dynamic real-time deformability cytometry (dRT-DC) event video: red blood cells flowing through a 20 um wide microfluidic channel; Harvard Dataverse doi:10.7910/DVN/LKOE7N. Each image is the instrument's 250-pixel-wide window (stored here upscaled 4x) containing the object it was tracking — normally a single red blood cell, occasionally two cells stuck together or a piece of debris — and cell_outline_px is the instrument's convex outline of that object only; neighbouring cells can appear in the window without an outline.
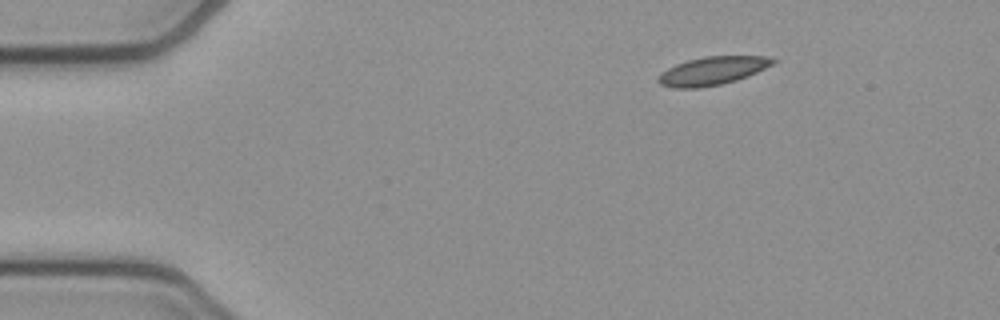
{"species": "common noctule bat (a hibernating species)", "species_latin": "Nyctalus noctula", "temperature_condition": "cold", "stored_images_in_passage": 47, "camera_frame_rate_fps": 3000, "um_per_image_px": 0.085, "animal": {"sex": "female", "body_mass_g": 21.9}, "frame": {"image": 1, "passage_image": 1, "time_ms": 0.0, "image_size_px": [1000, 320], "cell_outline_px": [[776, 60], [772, 64], [756, 72], [736, 80], [720, 84], [696, 88], [672, 88], [660, 84], [656, 80], [656, 76], [660, 72], [676, 64], [688, 60], [704, 56], [764, 56]], "centroid_in_image_um": [60.47, 6.02], "position_along_channel_um": 24.5, "area_um2": 18.73}}
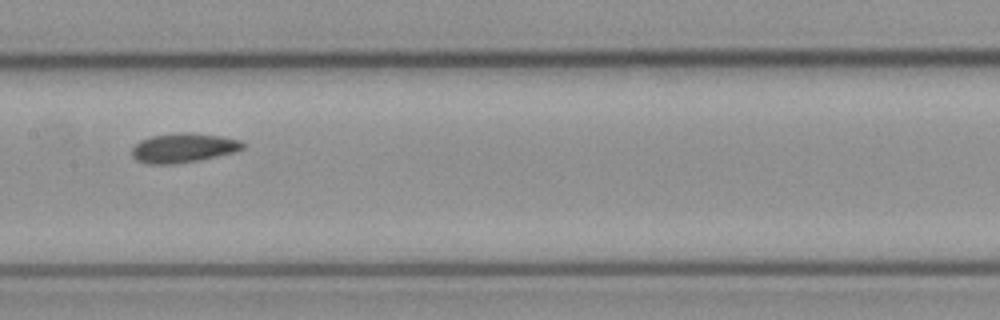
{"frame": {"image": 2, "passage_image": 20, "time_ms": 6.333, "image_size_px": [1000, 320], "cell_outline_px": [[244, 148], [236, 152], [196, 160], [172, 164], [148, 164], [136, 160], [132, 156], [132, 148], [140, 140], [152, 136], [180, 132], [188, 132], [220, 136], [240, 140], [244, 144]], "centroid_in_image_um": [15.57, 12.56], "position_along_channel_um": 191.8, "area_um2": 18.84}}
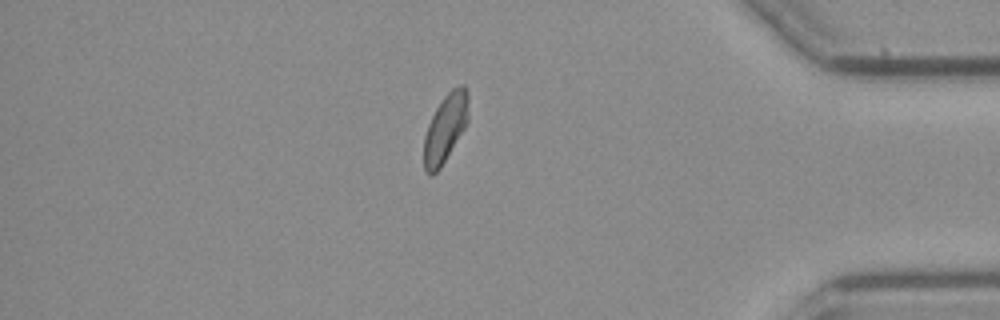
{"frame": {"image": 3, "passage_image": 39, "time_ms": 12.667, "image_size_px": [1000, 320], "cell_outline_px": [[468, 120], [464, 128], [440, 168], [432, 176], [424, 168], [424, 136], [428, 124], [436, 108], [444, 96], [452, 88], [460, 84], [464, 84], [468, 92]], "centroid_in_image_um": [37.86, 10.85], "position_along_channel_um": 397.3, "area_um2": 17.51}, "authors_computed_cell_mechanics": {"area_um2": 18.3804, "velocity_mm_per_s": 3.7985, "shape_relaxation_time_tau1_ms": 9.5492, "shape_relaxation_time_tau2_ms": 3.3541, "deformation_change_tau1": 0.1494, "deformation_change_tau2": 0.0707}}